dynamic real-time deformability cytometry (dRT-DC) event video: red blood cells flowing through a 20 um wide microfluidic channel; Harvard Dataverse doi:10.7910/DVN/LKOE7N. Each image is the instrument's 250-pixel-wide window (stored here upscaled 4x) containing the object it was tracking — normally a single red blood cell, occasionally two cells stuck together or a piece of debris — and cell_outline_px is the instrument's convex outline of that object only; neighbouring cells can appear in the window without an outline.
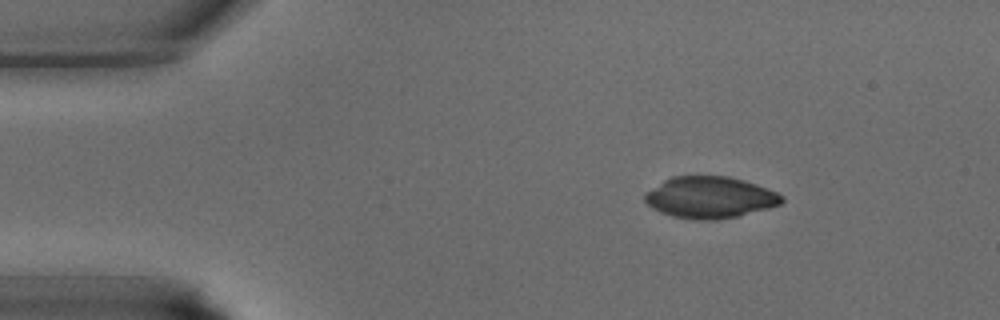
{"species": "common noctule bat (a hibernating species)", "species_latin": "Nyctalus noctula", "temperature_condition": "warm", "stored_images_in_passage": 34, "camera_frame_rate_fps": 3000, "um_per_image_px": 0.085, "animal": {"sex": "male", "body_mass_g": 15.6}, "frame": {"image": 1, "passage_image": 1, "time_ms": 0.0, "image_size_px": [1000, 320], "cell_outline_px": [[784, 200], [780, 204], [768, 208], [736, 216], [716, 220], [692, 220], [672, 216], [660, 212], [652, 208], [644, 200], [644, 192], [664, 180], [672, 176], [728, 176], [744, 180], [768, 188], [784, 196]], "centroid_in_image_um": [60.32, 16.78], "position_along_channel_um": 24.7, "area_um2": 33.29}}
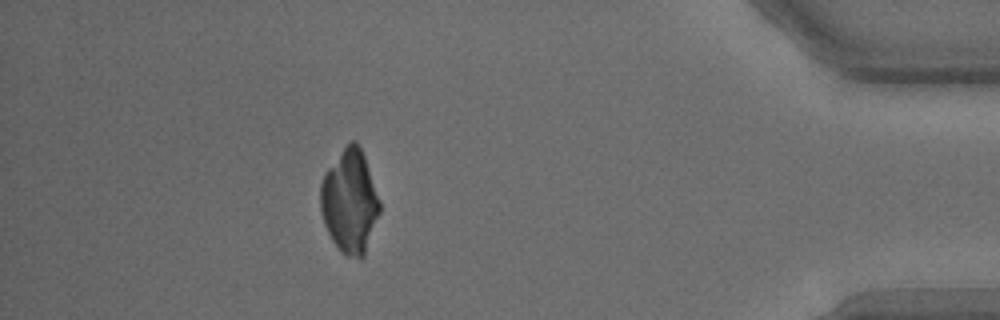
{"frame": {"image": 2, "passage_image": 30, "time_ms": 9.667, "image_size_px": [1000, 320], "cell_outline_px": [[380, 212], [364, 256], [348, 256], [340, 252], [332, 240], [324, 224], [320, 212], [320, 184], [324, 172], [344, 148], [352, 140], [356, 140], [364, 156], [380, 200]], "centroid_in_image_um": [29.71, 17.13], "position_along_channel_um": 405.5, "area_um2": 35.49}}